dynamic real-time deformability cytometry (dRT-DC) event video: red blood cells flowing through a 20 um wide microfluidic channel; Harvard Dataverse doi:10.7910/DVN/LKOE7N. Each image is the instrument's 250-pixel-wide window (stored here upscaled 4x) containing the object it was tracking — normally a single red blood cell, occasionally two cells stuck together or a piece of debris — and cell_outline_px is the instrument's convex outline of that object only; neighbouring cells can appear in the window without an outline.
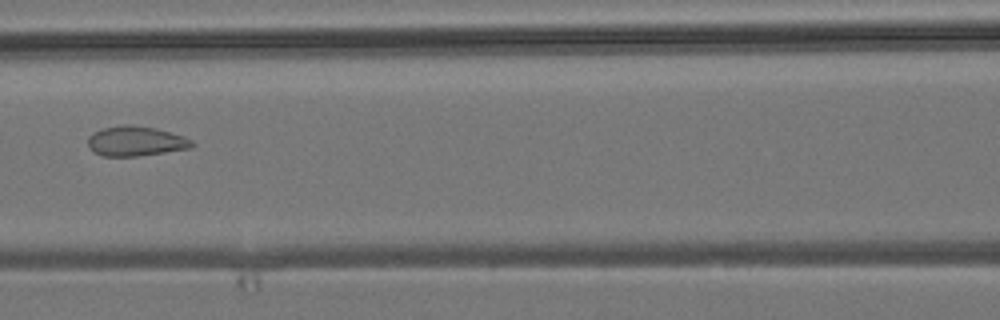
{"species": "common noctule bat (a hibernating species)", "species_latin": "Nyctalus noctula", "temperature_condition": "room temperature", "stored_images_in_passage": 6, "camera_frame_rate_fps": 3000, "um_per_image_px": 0.085, "animal": {"sex": "male", "body_mass_g": 19.2, "forearm_length_mm": 51.8}, "frame": {"image": 1, "passage_image": 6, "time_ms": 6.667, "image_size_px": [1000, 320], "cell_outline_px": [[196, 144], [192, 148], [136, 156], [104, 156], [92, 152], [88, 148], [88, 136], [92, 132], [104, 128], [124, 124], [132, 124], [156, 128], [184, 136], [192, 140]], "centroid_in_image_um": [11.53, 11.99], "position_along_channel_um": 155.1, "area_um2": 18.32}}